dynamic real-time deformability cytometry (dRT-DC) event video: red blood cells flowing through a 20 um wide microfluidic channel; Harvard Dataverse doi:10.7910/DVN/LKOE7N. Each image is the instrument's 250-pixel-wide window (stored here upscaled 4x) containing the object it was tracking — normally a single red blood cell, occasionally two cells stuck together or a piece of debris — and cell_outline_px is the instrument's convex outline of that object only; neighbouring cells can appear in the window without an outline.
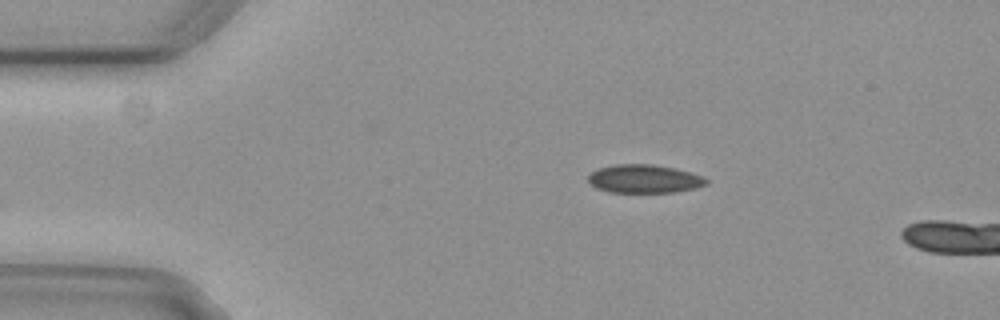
{"species": "common noctule bat (a hibernating species)", "species_latin": "Nyctalus noctula", "temperature_condition": "cold", "stored_images_in_passage": 2, "camera_frame_rate_fps": 3000, "um_per_image_px": 0.085, "animal": {"sex": "female", "body_mass_g": 29.2, "forearm_length_mm": 56.3}, "frame": {"image": 1, "passage_image": 1, "time_ms": 0.0, "image_size_px": [1000, 320], "cell_outline_px": [[708, 184], [696, 188], [676, 192], [608, 192], [596, 188], [588, 180], [588, 176], [592, 172], [600, 168], [616, 164], [652, 164], [676, 168], [692, 172], [704, 176], [708, 180]], "centroid_in_image_um": [54.82, 15.2], "position_along_channel_um": 30.2, "area_um2": 19.65}}